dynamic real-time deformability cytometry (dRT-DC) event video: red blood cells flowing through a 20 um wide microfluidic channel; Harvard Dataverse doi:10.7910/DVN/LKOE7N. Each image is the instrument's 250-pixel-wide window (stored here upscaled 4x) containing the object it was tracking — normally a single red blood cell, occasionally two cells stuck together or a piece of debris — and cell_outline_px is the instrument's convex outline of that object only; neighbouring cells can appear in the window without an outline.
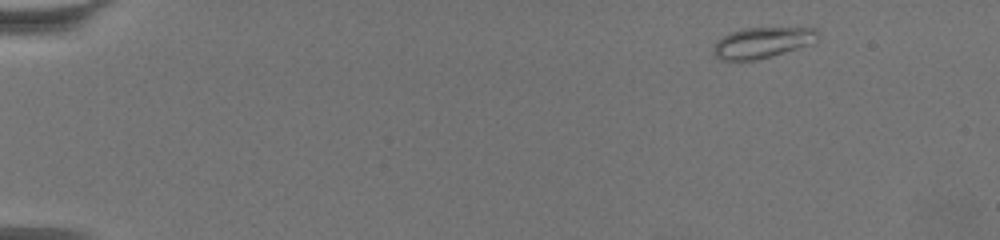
{"species": "common noctule bat (a hibernating species)", "species_latin": "Nyctalus noctula", "temperature_condition": "warm", "stored_images_in_passage": 57, "camera_frame_rate_fps": 3000, "um_per_image_px": 0.085, "animal": {"sex": "female", "body_mass_g": 19.5, "forearm_length_mm": 54.1}, "frame": {"image": 1, "passage_image": 1, "time_ms": 0.0, "image_size_px": [1000, 240], "cell_outline_px": [[820, 32], [816, 40], [812, 44], [756, 60], [720, 60], [716, 56], [716, 40], [732, 32], [744, 28], [816, 28]], "centroid_in_image_um": [64.85, 3.61], "position_along_channel_um": 20.2, "area_um2": 18.38}}
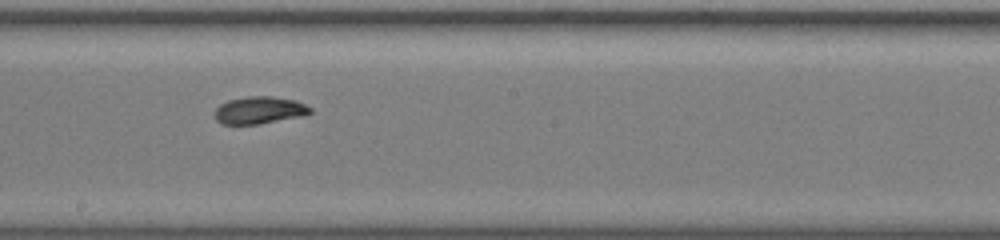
{"frame": {"image": 2, "passage_image": 31, "time_ms": 10.0, "image_size_px": [1000, 240], "cell_outline_px": [[312, 112], [304, 116], [260, 124], [220, 124], [216, 120], [216, 108], [220, 104], [228, 100], [248, 96], [272, 96], [296, 100], [312, 108]], "centroid_in_image_um": [22.07, 9.37], "position_along_channel_um": 226.1, "area_um2": 15.32}}
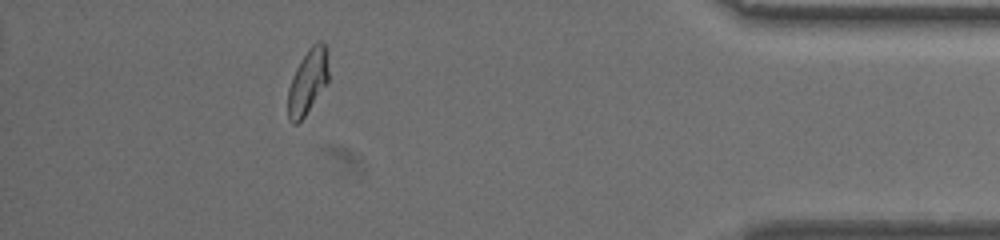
{"frame": {"image": 3, "passage_image": 51, "time_ms": 16.667, "image_size_px": [1000, 240], "cell_outline_px": [[328, 80], [304, 116], [296, 124], [292, 124], [288, 120], [288, 88], [292, 76], [296, 68], [308, 48], [312, 44], [320, 40], [324, 44], [328, 52]], "centroid_in_image_um": [26.15, 6.91], "position_along_channel_um": 409.1, "area_um2": 15.2}, "authors_computed_cell_mechanics": {"area_um2": 15.4904, "velocity_mm_per_s": 3.3716, "shape_relaxation_time_tau1_ms": 6.4206, "shape_relaxation_time_tau2_ms": 2.9219, "deformation_change_tau1": 0.1534, "deformation_change_tau2": 0.0598}}